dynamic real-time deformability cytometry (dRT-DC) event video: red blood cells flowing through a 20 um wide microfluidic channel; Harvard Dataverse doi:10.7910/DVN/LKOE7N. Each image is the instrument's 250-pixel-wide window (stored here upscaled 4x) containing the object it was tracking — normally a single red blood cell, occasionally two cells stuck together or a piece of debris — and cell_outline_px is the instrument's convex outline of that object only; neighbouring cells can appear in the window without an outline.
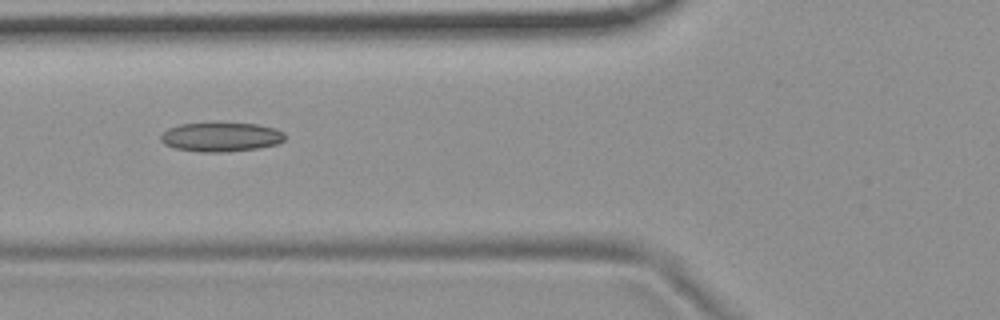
{"species": "common noctule bat (a hibernating species)", "species_latin": "Nyctalus noctula", "temperature_condition": "room temperature", "stored_images_in_passage": 5, "camera_frame_rate_fps": 3000, "um_per_image_px": 0.085, "animal": {"sex": "female", "body_mass_g": 19.9}, "frame": {"image": 1, "passage_image": 3, "time_ms": 0.667, "image_size_px": [1000, 320], "cell_outline_px": [[284, 140], [276, 144], [256, 148], [224, 152], [200, 152], [176, 148], [164, 144], [160, 140], [160, 136], [168, 128], [180, 124], [256, 124], [276, 128], [284, 132]], "centroid_in_image_um": [18.77, 11.65], "position_along_channel_um": 107.0, "area_um2": 20.75}}
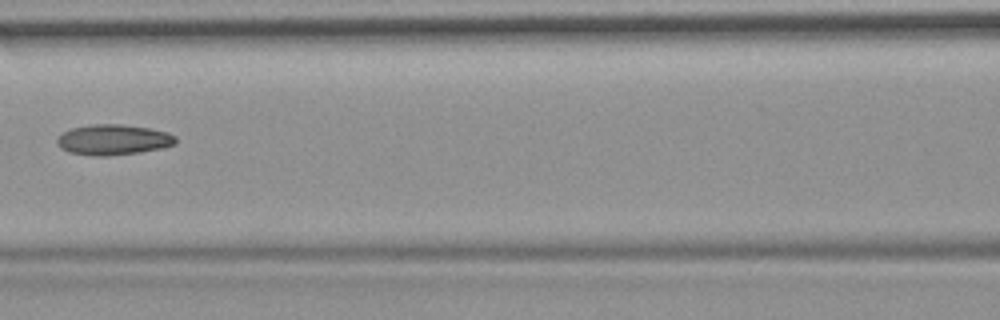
{"frame": {"image": 2, "passage_image": 4, "time_ms": 1.0, "image_size_px": [1000, 320], "cell_outline_px": [[176, 144], [160, 148], [140, 152], [108, 156], [96, 156], [68, 152], [60, 148], [56, 144], [56, 140], [64, 132], [72, 128], [96, 124], [120, 124], [148, 128], [168, 132], [176, 136]], "centroid_in_image_um": [9.63, 11.88], "position_along_channel_um": 157.0, "area_um2": 20.98}}